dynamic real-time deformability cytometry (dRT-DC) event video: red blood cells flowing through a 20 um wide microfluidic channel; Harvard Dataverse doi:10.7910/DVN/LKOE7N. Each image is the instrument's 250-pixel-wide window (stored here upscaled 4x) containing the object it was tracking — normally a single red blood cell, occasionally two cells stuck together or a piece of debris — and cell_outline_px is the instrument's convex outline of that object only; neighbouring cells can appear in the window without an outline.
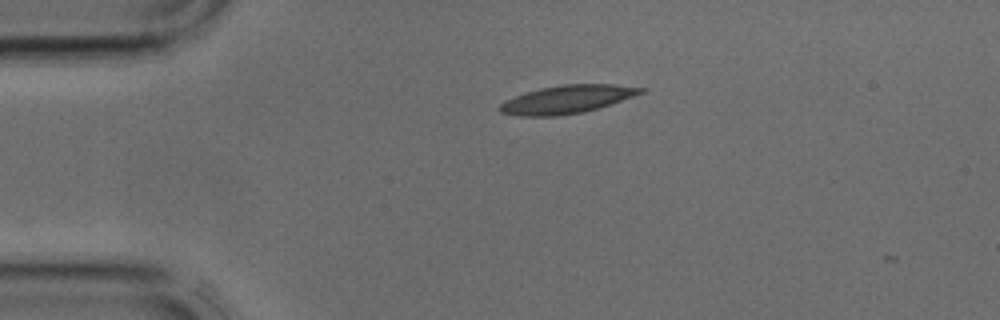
{"species": "common noctule bat (a hibernating species)", "species_latin": "Nyctalus noctula", "temperature_condition": "cold", "stored_images_in_passage": 2, "camera_frame_rate_fps": 3000, "um_per_image_px": 0.085, "animal": {"sex": "male", "body_mass_g": 17.9, "forearm_length_mm": 54.2}, "frame": {"image": 1, "passage_image": 1, "time_ms": 0.0, "image_size_px": [1000, 320], "cell_outline_px": [[648, 88], [644, 92], [596, 108], [580, 112], [556, 116], [520, 116], [500, 112], [496, 108], [504, 100], [540, 88], [564, 84], [616, 84]], "centroid_in_image_um": [48.16, 8.43], "position_along_channel_um": 36.8, "area_um2": 22.77}}